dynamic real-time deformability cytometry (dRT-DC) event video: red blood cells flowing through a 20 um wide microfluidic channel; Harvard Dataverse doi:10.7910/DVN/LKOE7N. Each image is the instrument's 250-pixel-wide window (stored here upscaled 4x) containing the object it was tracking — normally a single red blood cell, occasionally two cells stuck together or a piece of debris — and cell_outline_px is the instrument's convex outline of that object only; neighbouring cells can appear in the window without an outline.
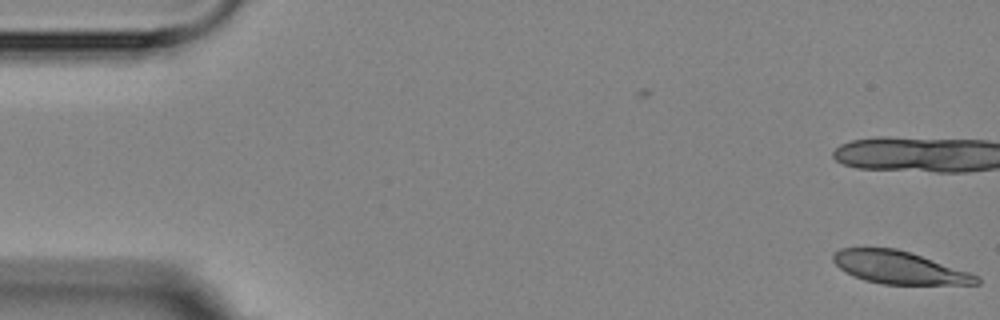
{"species": "Egyptian fruit bat (a non-hibernating species)", "species_latin": "Rousettus aegyptiacus", "temperature_condition": "room temperature", "stored_images_in_passage": 2, "camera_frame_rate_fps": 3000, "um_per_image_px": 0.085, "animal": {"sex": "female"}, "frame": {"image": 1, "passage_image": 2, "time_ms": 2.0, "image_size_px": [1000, 320], "cell_outline_px": [[980, 284], [884, 284], [864, 280], [852, 276], [840, 268], [832, 260], [832, 256], [840, 248], [896, 248], [912, 252], [980, 276]], "centroid_in_image_um": [76.43, 22.74], "position_along_channel_um": 8.6, "area_um2": 27.17}}